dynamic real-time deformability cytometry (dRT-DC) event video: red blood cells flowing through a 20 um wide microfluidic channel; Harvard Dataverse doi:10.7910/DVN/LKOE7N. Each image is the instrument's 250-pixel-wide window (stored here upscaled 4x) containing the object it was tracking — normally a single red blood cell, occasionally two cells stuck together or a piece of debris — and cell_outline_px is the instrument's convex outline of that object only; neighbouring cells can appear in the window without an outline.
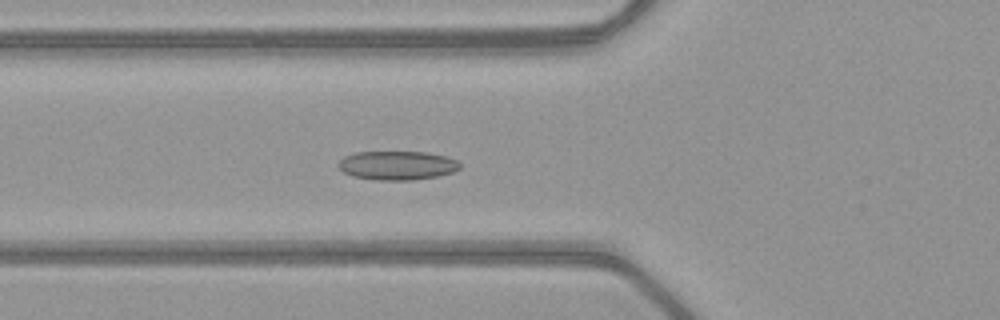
{"species": "common noctule bat (a hibernating species)", "species_latin": "Nyctalus noctula", "temperature_condition": "warm", "stored_images_in_passage": 52, "camera_frame_rate_fps": 3000, "um_per_image_px": 0.085, "animal": {"sex": "female", "body_mass_g": 21.9}, "frame": {"image": 1, "passage_image": 20, "time_ms": 6.333, "image_size_px": [1000, 320], "cell_outline_px": [[460, 168], [452, 172], [436, 176], [412, 180], [376, 180], [352, 176], [344, 172], [336, 164], [344, 156], [356, 152], [428, 152], [448, 156], [456, 160], [460, 164]], "centroid_in_image_um": [33.75, 14.05], "position_along_channel_um": 92.0, "area_um2": 20.52}}
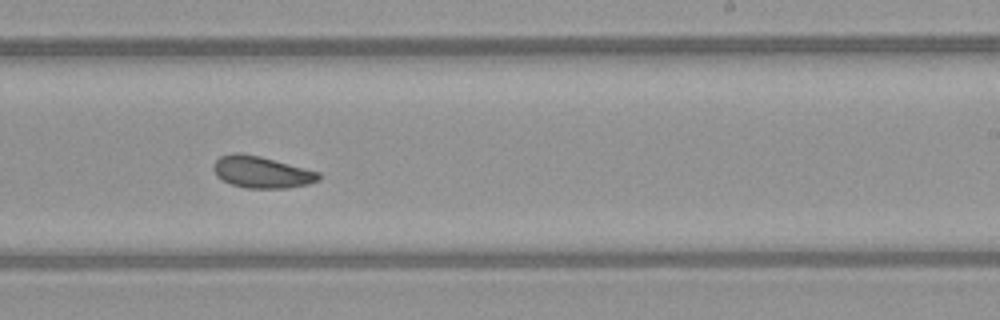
{"frame": {"image": 2, "passage_image": 33, "time_ms": 10.667, "image_size_px": [1000, 320], "cell_outline_px": [[320, 180], [308, 184], [288, 188], [244, 188], [232, 184], [216, 176], [212, 168], [212, 164], [220, 156], [260, 156], [320, 172]], "centroid_in_image_um": [22.29, 14.67], "position_along_channel_um": 266.7, "area_um2": 18.9}}
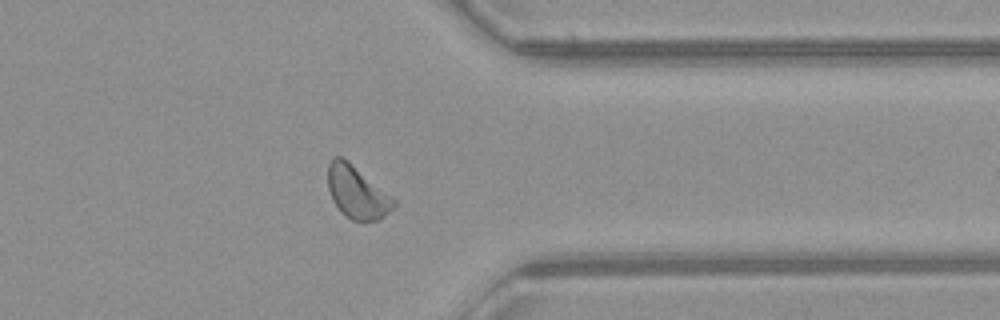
{"frame": {"image": 3, "passage_image": 42, "time_ms": 13.667, "image_size_px": [1000, 320], "cell_outline_px": [[396, 204], [380, 220], [352, 220], [344, 216], [340, 212], [332, 200], [328, 188], [328, 164], [332, 156], [340, 156], [348, 160], [392, 196], [396, 200]], "centroid_in_image_um": [30.32, 16.33], "position_along_channel_um": 381.1, "area_um2": 20.23}, "authors_computed_cell_mechanics": {"area_um2": 20.0566, "velocity_mm_per_s": 4.0198, "shape_relaxation_time_tau1_ms": 2.4949, "shape_relaxation_time_tau2_ms": 5.5034, "deformation_change_tau1": 0.0718, "deformation_change_tau2": 0.1045}}